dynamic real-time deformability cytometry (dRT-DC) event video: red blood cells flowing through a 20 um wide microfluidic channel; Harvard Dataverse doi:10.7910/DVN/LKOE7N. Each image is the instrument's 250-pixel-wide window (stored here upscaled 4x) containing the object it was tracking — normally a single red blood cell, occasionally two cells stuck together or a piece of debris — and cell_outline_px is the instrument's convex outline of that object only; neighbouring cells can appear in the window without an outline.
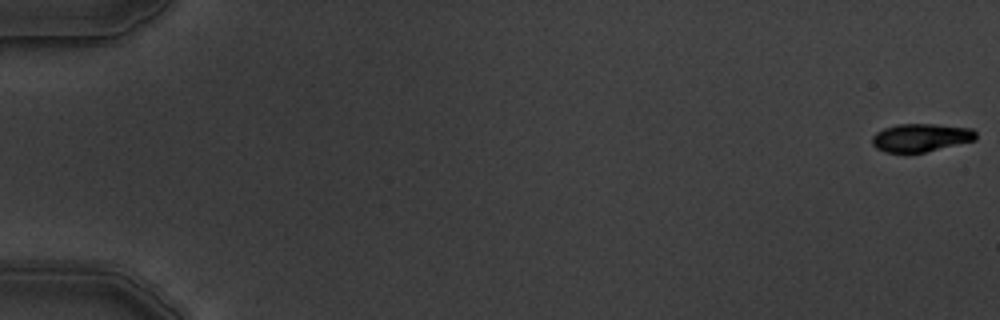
{"species": "common noctule bat (a hibernating species)", "species_latin": "Nyctalus noctula", "temperature_condition": "warm", "stored_images_in_passage": 5, "camera_frame_rate_fps": 3000, "um_per_image_px": 0.085, "animal": {"sex": "male", "body_mass_g": 19.5, "forearm_length_mm": 54.6}, "frame": {"image": 1, "passage_image": 1, "time_ms": 0.0, "image_size_px": [1000, 320], "cell_outline_px": [[976, 140], [924, 152], [884, 152], [876, 148], [872, 144], [872, 136], [876, 132], [884, 128], [896, 124], [936, 124], [972, 128], [976, 132]], "centroid_in_image_um": [78.26, 11.69], "position_along_channel_um": 6.7, "area_um2": 16.99}}
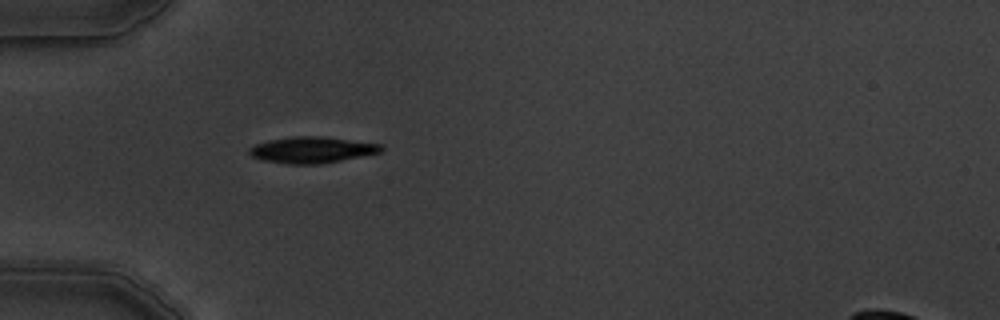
{"frame": {"image": 2, "passage_image": 5, "time_ms": 5.667, "image_size_px": [1000, 320], "cell_outline_px": [[384, 148], [380, 152], [320, 164], [288, 164], [264, 160], [252, 156], [248, 152], [248, 148], [256, 144], [268, 140], [288, 136], [320, 136], [384, 144]], "centroid_in_image_um": [26.5, 12.72], "position_along_channel_um": 58.5, "area_um2": 20.11}}